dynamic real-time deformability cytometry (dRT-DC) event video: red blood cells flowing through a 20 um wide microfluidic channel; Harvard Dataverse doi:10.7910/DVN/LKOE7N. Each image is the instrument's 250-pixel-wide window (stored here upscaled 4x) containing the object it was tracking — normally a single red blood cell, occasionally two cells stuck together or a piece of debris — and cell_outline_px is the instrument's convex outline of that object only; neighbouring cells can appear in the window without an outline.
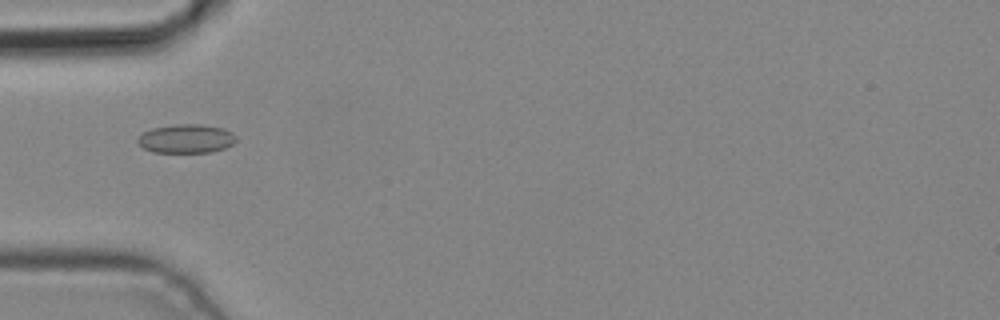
{"species": "common noctule bat (a hibernating species)", "species_latin": "Nyctalus noctula", "temperature_condition": "cold", "stored_images_in_passage": 5, "camera_frame_rate_fps": 3000, "um_per_image_px": 0.085, "animal": {"sex": "male", "body_mass_g": 19.2, "forearm_length_mm": 51.8}, "frame": {"image": 1, "passage_image": 5, "time_ms": 1.333, "image_size_px": [1000, 320], "cell_outline_px": [[236, 140], [232, 144], [224, 148], [212, 152], [152, 152], [136, 144], [136, 140], [144, 132], [152, 128], [176, 124], [200, 124], [224, 128], [232, 132], [236, 136]], "centroid_in_image_um": [15.82, 11.78], "position_along_channel_um": 69.2, "area_um2": 16.59}}